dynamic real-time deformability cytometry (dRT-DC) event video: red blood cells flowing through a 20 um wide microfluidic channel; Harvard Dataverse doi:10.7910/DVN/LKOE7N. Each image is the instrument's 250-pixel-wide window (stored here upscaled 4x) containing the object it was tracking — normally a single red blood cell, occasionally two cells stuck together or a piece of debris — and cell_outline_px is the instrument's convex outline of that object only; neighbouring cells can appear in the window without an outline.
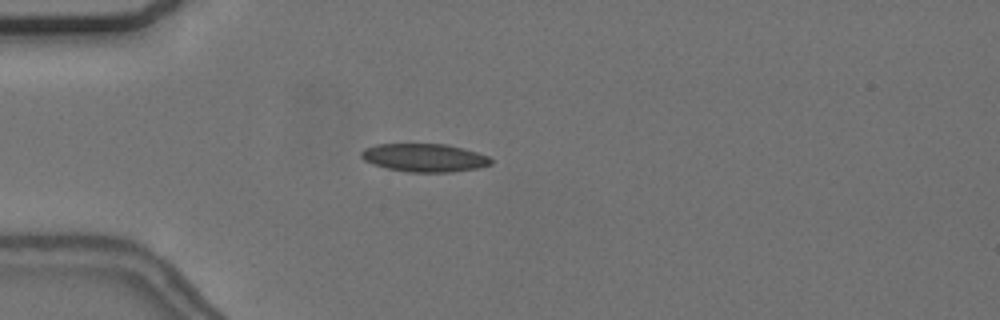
{"species": "common noctule bat (a hibernating species)", "species_latin": "Nyctalus noctula", "temperature_condition": "cold", "stored_images_in_passage": 48, "camera_frame_rate_fps": 3000, "um_per_image_px": 0.085, "animal": {"sex": "female", "body_mass_g": 24.6, "forearm_length_mm": 56.2}, "frame": {"image": 1, "passage_image": 8, "time_ms": 2.333, "image_size_px": [1000, 320], "cell_outline_px": [[492, 164], [476, 168], [452, 172], [408, 172], [388, 168], [372, 164], [364, 160], [360, 156], [360, 152], [364, 148], [376, 144], [448, 144], [464, 148], [488, 156], [492, 160]], "centroid_in_image_um": [36.06, 13.4], "position_along_channel_um": 48.9, "area_um2": 21.33}, "authors_computed_cell_mechanics": {"area_um2": 20.5768, "velocity_mm_per_s": 3.6942, "shape_relaxation_time_tau1_ms": 10.3436, "shape_relaxation_time_tau2_ms": 2.3993, "deformation_change_tau1": 0.1976, "deformation_change_tau2": 0.0741}}